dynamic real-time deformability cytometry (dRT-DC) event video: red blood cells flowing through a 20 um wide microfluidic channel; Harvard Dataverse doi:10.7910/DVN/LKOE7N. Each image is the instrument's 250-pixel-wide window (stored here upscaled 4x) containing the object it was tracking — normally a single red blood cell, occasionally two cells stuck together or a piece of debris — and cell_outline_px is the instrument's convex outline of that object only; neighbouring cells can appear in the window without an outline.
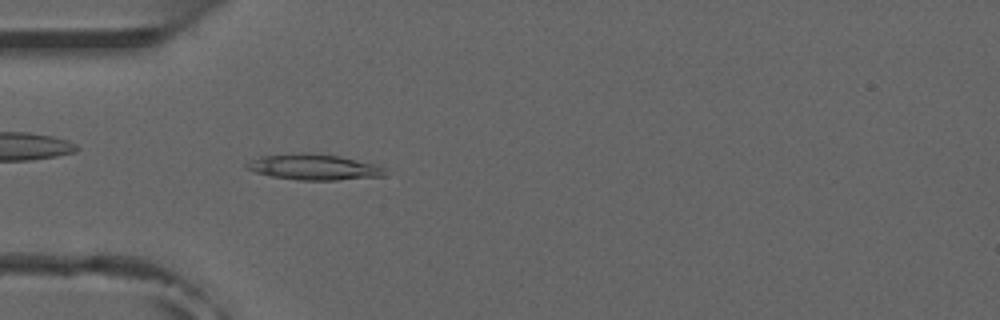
{"species": "common noctule bat (a hibernating species)", "species_latin": "Nyctalus noctula", "temperature_condition": "room temperature", "stored_images_in_passage": 4, "camera_frame_rate_fps": 3000, "um_per_image_px": 0.085, "animal": {"sex": "male", "forearm_length_mm": 52.5}, "frame": {"image": 1, "passage_image": 4, "time_ms": 3.333, "image_size_px": [1000, 320], "cell_outline_px": [[384, 176], [336, 180], [300, 180], [272, 176], [256, 172], [244, 168], [244, 164], [260, 156], [300, 152], [308, 152], [340, 156], [376, 164], [384, 168]], "centroid_in_image_um": [26.65, 14.19], "position_along_channel_um": 58.3, "area_um2": 20.81}}